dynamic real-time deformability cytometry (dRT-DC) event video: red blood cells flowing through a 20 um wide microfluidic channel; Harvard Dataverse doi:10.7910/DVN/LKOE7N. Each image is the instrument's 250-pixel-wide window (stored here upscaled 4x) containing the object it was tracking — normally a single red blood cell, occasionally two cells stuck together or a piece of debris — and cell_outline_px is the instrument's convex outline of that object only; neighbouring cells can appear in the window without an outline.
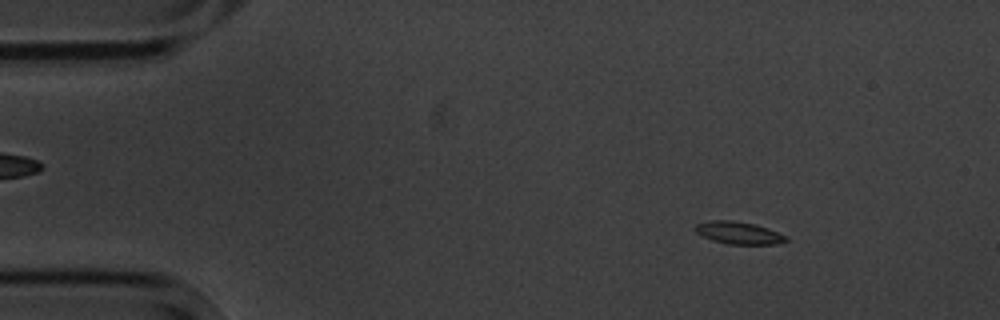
{"species": "common noctule bat (a hibernating species)", "species_latin": "Nyctalus noctula", "temperature_condition": "cold", "stored_images_in_passage": 5, "camera_frame_rate_fps": 3000, "um_per_image_px": 0.085, "animal": {"sex": "male", "body_mass_g": 20.1, "forearm_length_mm": 53.5}, "frame": {"image": 1, "passage_image": 2, "time_ms": 1.333, "image_size_px": [1000, 320], "cell_outline_px": [[788, 240], [776, 244], [728, 244], [712, 240], [696, 232], [692, 228], [696, 224], [708, 220], [732, 220], [756, 224], [768, 228], [788, 236]], "centroid_in_image_um": [62.78, 19.78], "position_along_channel_um": 22.2, "area_um2": 11.96}}
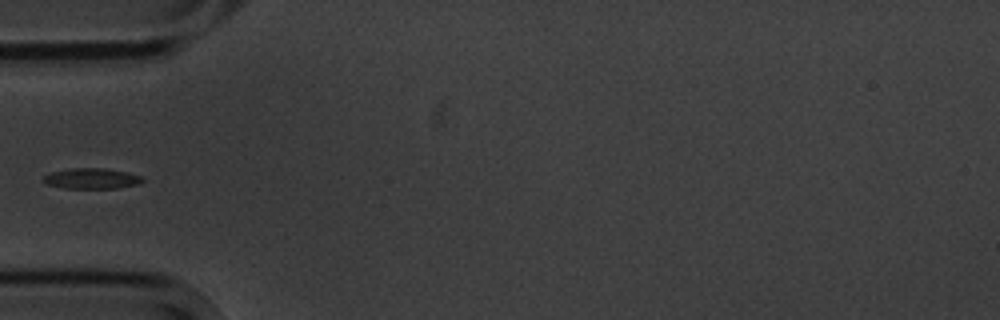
{"frame": {"image": 2, "passage_image": 5, "time_ms": 5.0, "image_size_px": [1000, 320], "cell_outline_px": [[144, 180], [140, 184], [120, 188], [64, 188], [48, 184], [44, 180], [44, 176], [52, 172], [72, 168], [104, 168], [128, 172], [140, 176]], "centroid_in_image_um": [7.85, 15.17], "position_along_channel_um": 77.2, "area_um2": 11.79}}